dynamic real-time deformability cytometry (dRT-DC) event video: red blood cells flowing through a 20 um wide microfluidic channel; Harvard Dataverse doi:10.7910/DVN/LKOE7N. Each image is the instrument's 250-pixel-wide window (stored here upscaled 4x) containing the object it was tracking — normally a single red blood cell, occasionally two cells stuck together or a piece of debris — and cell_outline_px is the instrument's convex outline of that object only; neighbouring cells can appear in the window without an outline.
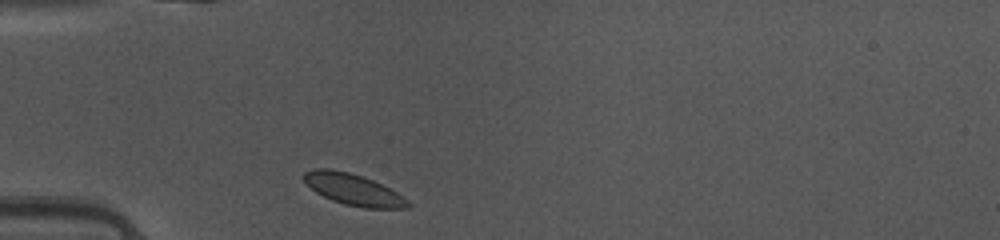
{"species": "common noctule bat (a hibernating species)", "species_latin": "Nyctalus noctula", "temperature_condition": "warm", "stored_images_in_passage": 35, "camera_frame_rate_fps": 3000, "um_per_image_px": 0.085, "animal": {"sex": "female", "body_mass_g": 10.0, "forearm_length_mm": 53.1}, "frame": {"image": 1, "passage_image": 1, "time_ms": 0.0, "image_size_px": [1000, 240], "cell_outline_px": [[412, 204], [408, 208], [364, 208], [344, 204], [332, 200], [316, 192], [300, 176], [304, 172], [312, 168], [328, 168], [348, 172], [372, 180], [396, 192], [408, 200]], "centroid_in_image_um": [30.0, 16.1], "position_along_channel_um": 55.0, "area_um2": 18.84}}
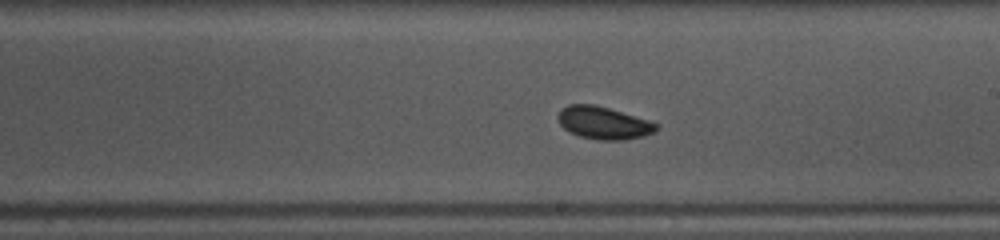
{"frame": {"image": 2, "passage_image": 15, "time_ms": 4.667, "image_size_px": [1000, 240], "cell_outline_px": [[660, 128], [656, 132], [644, 136], [624, 140], [600, 140], [580, 136], [568, 132], [560, 124], [556, 116], [560, 108], [568, 104], [596, 104], [648, 120], [660, 124]], "centroid_in_image_um": [51.3, 10.44], "position_along_channel_um": 237.7, "area_um2": 18.96}}
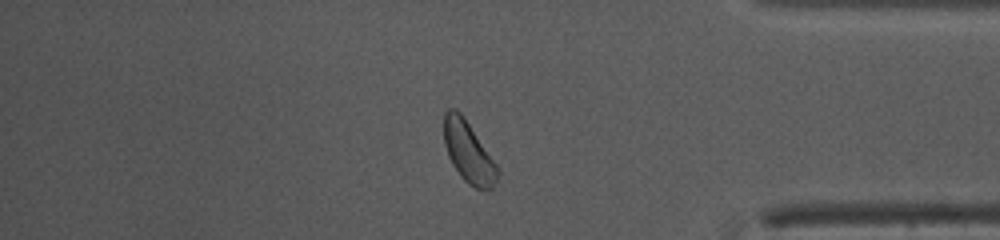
{"frame": {"image": 3, "passage_image": 28, "time_ms": 9.0, "image_size_px": [1000, 240], "cell_outline_px": [[496, 180], [492, 188], [476, 188], [468, 184], [460, 176], [452, 164], [448, 156], [444, 144], [444, 112], [448, 108], [456, 108], [460, 112], [496, 164]], "centroid_in_image_um": [39.75, 12.9], "position_along_channel_um": 395.4, "area_um2": 18.5}, "authors_computed_cell_mechanics": {"area_um2": 18.496, "velocity_mm_per_s": 4.1031, "shape_relaxation_time_tau1_ms": 1.21, "shape_relaxation_time_tau2_ms": 5.2349, "deformation_change_tau1": 0.0487, "deformation_change_tau2": 0.0482}}